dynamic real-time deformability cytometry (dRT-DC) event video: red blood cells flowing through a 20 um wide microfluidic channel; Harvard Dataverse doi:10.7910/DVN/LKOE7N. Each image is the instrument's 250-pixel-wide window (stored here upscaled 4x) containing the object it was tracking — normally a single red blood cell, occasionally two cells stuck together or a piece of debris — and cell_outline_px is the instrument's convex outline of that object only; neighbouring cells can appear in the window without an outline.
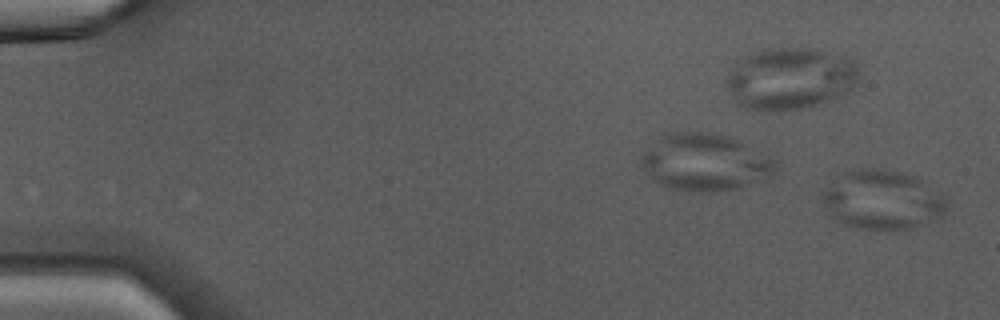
{"species": "Egyptian fruit bat (a non-hibernating species)", "species_latin": "Rousettus aegyptiacus", "temperature_condition": "warm", "stored_images_in_passage": 46, "camera_frame_rate_fps": 3000, "um_per_image_px": 0.085, "animal": {"sex": "male"}, "frame": {"image": 1, "passage_image": 1, "time_ms": 0.0, "image_size_px": [1000, 320], "cell_outline_px": [[948, 208], [944, 216], [916, 228], [856, 228], [844, 224], [832, 216], [820, 200], [820, 196], [828, 188], [848, 172], [904, 172], [916, 176], [948, 200]], "centroid_in_image_um": [75.1, 17.06], "position_along_channel_um": 9.9, "area_um2": 41.33}}